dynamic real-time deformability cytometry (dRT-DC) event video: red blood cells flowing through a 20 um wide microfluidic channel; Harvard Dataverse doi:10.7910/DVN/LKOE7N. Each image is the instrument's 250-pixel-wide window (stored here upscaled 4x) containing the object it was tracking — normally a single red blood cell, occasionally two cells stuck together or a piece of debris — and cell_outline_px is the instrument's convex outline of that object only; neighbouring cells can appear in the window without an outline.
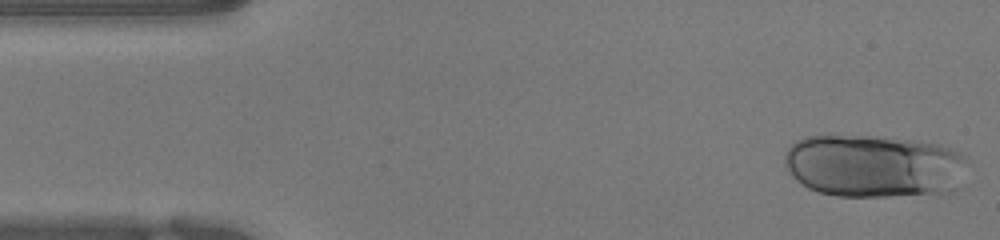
{"species": "human", "species_latin": "Homo sapiens", "temperature_condition": "warm", "stored_images_in_passage": 49, "camera_frame_rate_fps": 3000, "um_per_image_px": 0.085, "donor": {"sex": "female"}, "frame": {"image": 1, "passage_image": 1, "time_ms": 0.0, "image_size_px": [1000, 240], "cell_outline_px": [[968, 156], [940, 192], [892, 196], [836, 196], [820, 192], [808, 188], [800, 184], [792, 176], [784, 164], [784, 152], [796, 140], [804, 136], [876, 136], [908, 140], [936, 144], [960, 152]], "centroid_in_image_um": [74.03, 14.07], "position_along_channel_um": 11.0, "area_um2": 65.08}}
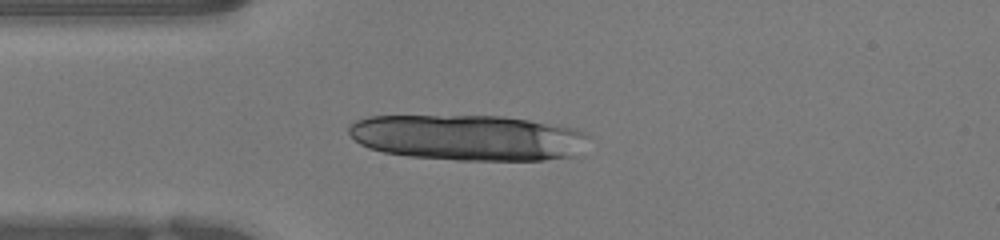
{"frame": {"image": 2, "passage_image": 11, "time_ms": 3.333, "image_size_px": [1000, 240], "cell_outline_px": [[588, 136], [576, 156], [544, 160], [456, 160], [408, 156], [384, 152], [368, 148], [360, 144], [348, 132], [348, 124], [356, 120], [368, 116], [500, 116], [528, 120], [576, 128], [584, 132]], "centroid_in_image_um": [39.75, 11.7], "position_along_channel_um": 45.3, "area_um2": 63.98}}